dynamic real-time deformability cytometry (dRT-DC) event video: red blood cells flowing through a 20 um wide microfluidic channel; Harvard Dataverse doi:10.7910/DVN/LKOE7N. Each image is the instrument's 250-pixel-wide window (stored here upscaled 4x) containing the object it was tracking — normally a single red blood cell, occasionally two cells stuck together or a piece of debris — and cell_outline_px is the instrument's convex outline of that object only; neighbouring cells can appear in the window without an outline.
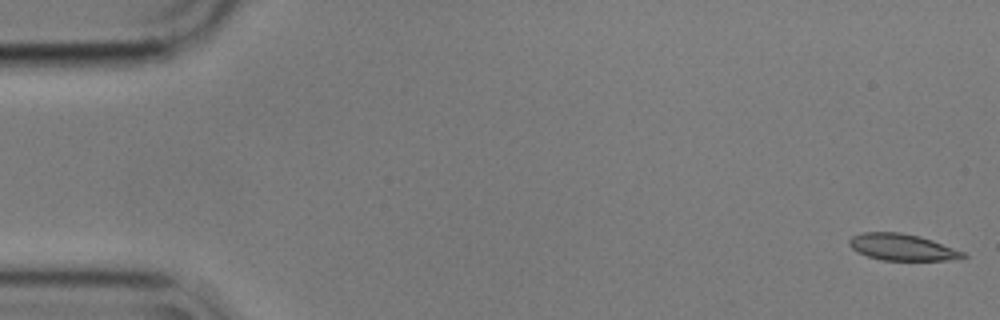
{"species": "common noctule bat (a hibernating species)", "species_latin": "Nyctalus noctula", "temperature_condition": "cold", "stored_images_in_passage": 56, "camera_frame_rate_fps": 3000, "um_per_image_px": 0.085, "animal": {"sex": "male", "body_mass_g": 17.9}, "frame": {"image": 1, "passage_image": 1, "time_ms": 0.0, "image_size_px": [1000, 320], "cell_outline_px": [[968, 256], [948, 260], [880, 260], [856, 252], [848, 244], [848, 240], [852, 236], [860, 232], [900, 232], [920, 236], [932, 240], [964, 252]], "centroid_in_image_um": [76.63, 21.0], "position_along_channel_um": 8.4, "area_um2": 17.63}}
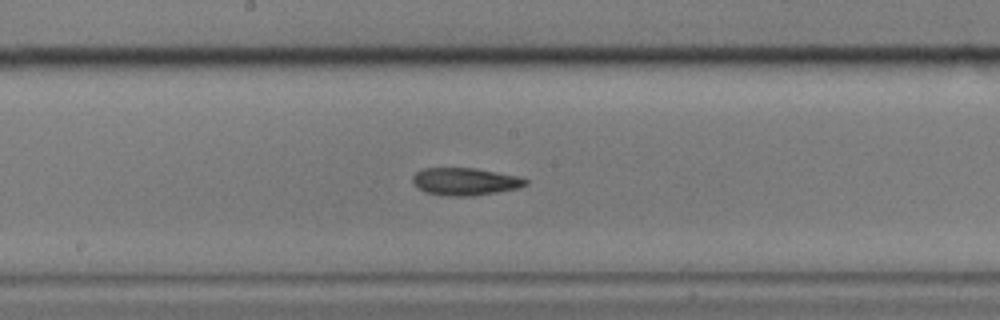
{"frame": {"image": 2, "passage_image": 29, "time_ms": 9.333, "image_size_px": [1000, 320], "cell_outline_px": [[528, 184], [520, 188], [472, 196], [448, 196], [424, 192], [416, 188], [412, 184], [412, 176], [416, 172], [424, 168], [476, 168], [520, 176], [528, 180]], "centroid_in_image_um": [39.52, 15.43], "position_along_channel_um": 208.7, "area_um2": 18.38}}
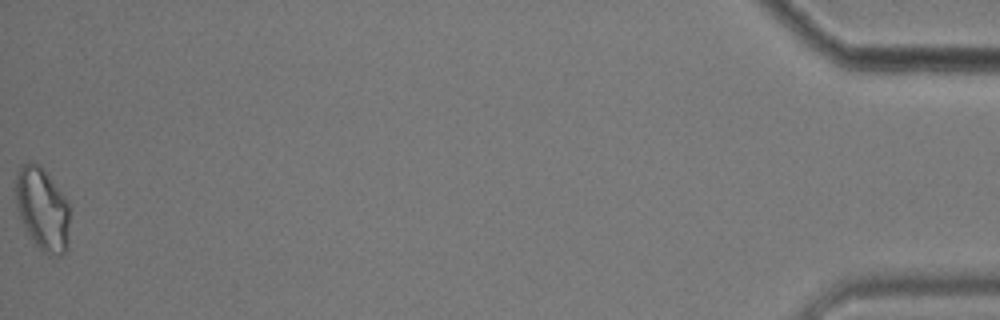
{"frame": {"image": 3, "passage_image": 56, "time_ms": 18.333, "image_size_px": [1000, 320], "cell_outline_px": [[68, 248], [60, 256], [48, 256], [32, 240], [24, 228], [16, 204], [16, 176], [20, 164], [28, 160], [40, 164], [44, 168], [68, 200]], "centroid_in_image_um": [3.6, 17.73], "position_along_channel_um": 431.6, "area_um2": 26.41}}